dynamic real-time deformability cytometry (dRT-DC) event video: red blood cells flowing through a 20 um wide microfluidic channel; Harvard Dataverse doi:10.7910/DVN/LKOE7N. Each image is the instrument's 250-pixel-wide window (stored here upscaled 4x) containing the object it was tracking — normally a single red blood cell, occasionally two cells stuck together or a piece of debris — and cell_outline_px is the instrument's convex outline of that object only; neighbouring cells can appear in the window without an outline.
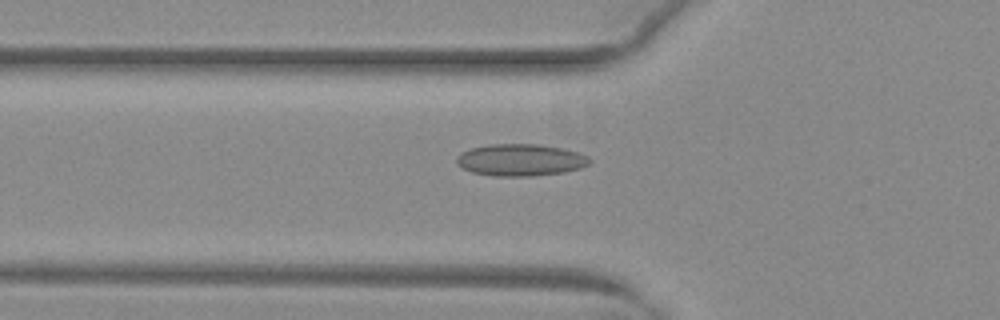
{"species": "common noctule bat (a hibernating species)", "species_latin": "Nyctalus noctula", "temperature_condition": "warm", "stored_images_in_passage": 52, "camera_frame_rate_fps": 3000, "um_per_image_px": 0.085, "animal": {"sex": "female", "body_mass_g": 29.2, "forearm_length_mm": 56.3}, "frame": {"image": 1, "passage_image": 19, "time_ms": 6.0, "image_size_px": [1000, 320], "cell_outline_px": [[592, 160], [588, 164], [580, 168], [564, 172], [532, 176], [496, 176], [472, 172], [456, 164], [456, 156], [460, 152], [472, 148], [488, 144], [540, 144], [560, 148], [576, 152], [588, 156]], "centroid_in_image_um": [44.22, 13.59], "position_along_channel_um": 81.6, "area_um2": 24.74}}
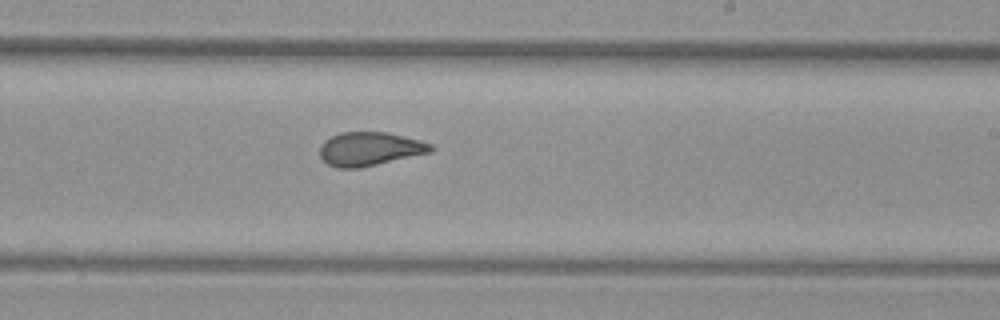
{"frame": {"image": 2, "passage_image": 32, "time_ms": 10.333, "image_size_px": [1000, 320], "cell_outline_px": [[436, 148], [432, 152], [360, 168], [336, 168], [328, 164], [320, 156], [320, 144], [324, 140], [340, 132], [384, 132], [420, 140], [432, 144]], "centroid_in_image_um": [31.43, 12.66], "position_along_channel_um": 257.6, "area_um2": 21.85}}
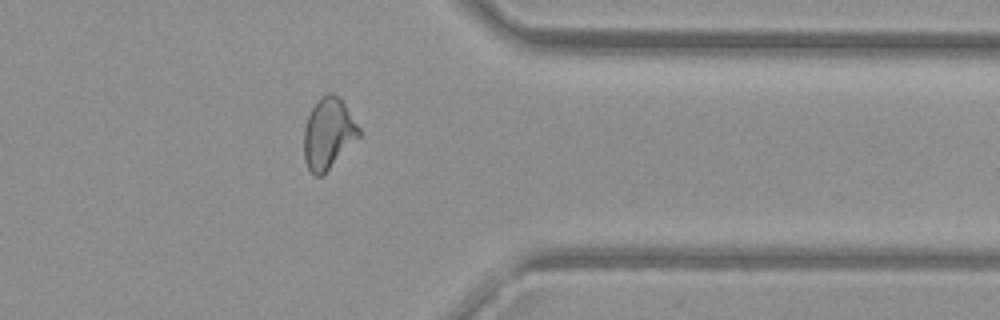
{"frame": {"image": 3, "passage_image": 42, "time_ms": 13.667, "image_size_px": [1000, 320], "cell_outline_px": [[360, 136], [320, 176], [312, 176], [304, 160], [304, 128], [308, 116], [316, 100], [320, 96], [328, 92], [332, 92], [344, 104], [360, 128]], "centroid_in_image_um": [27.87, 11.33], "position_along_channel_um": 383.5, "area_um2": 22.37}, "authors_computed_cell_mechanics": {"area_um2": 23.2356, "velocity_mm_per_s": 4.0511, "shape_relaxation_time_tau1_ms": null, "shape_relaxation_time_tau2_ms": 1.0813, "deformation_change_tau1": null, "deformation_change_tau2": 0.078}}